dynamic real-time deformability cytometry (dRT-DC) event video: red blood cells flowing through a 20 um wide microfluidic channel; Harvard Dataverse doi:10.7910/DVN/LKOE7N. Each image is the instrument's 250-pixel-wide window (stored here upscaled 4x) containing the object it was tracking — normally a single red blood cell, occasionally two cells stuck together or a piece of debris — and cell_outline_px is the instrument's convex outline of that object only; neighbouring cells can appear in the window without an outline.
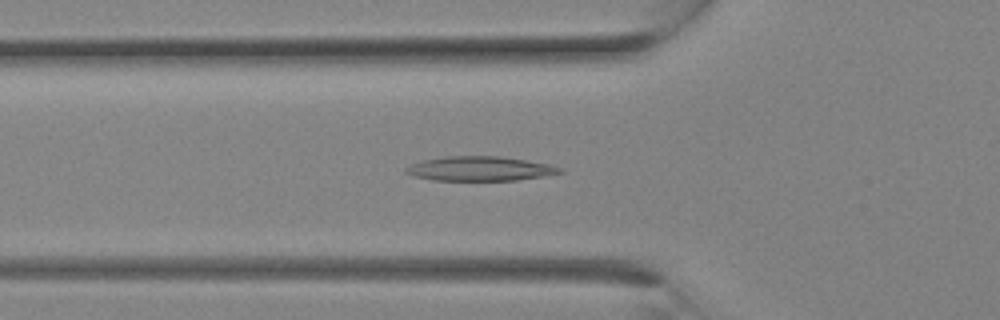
{"species": "Egyptian fruit bat (a non-hibernating species)", "species_latin": "Rousettus aegyptiacus", "temperature_condition": "room temperature", "stored_images_in_passage": 8, "camera_frame_rate_fps": 3000, "um_per_image_px": 0.085, "animal": {"sex": "female"}, "frame": {"image": 1, "passage_image": 4, "time_ms": 1.0, "image_size_px": [1000, 320], "cell_outline_px": [[564, 172], [544, 176], [516, 180], [432, 180], [412, 176], [404, 172], [404, 168], [412, 164], [424, 160], [444, 156], [500, 156], [552, 164], [564, 168]], "centroid_in_image_um": [40.82, 14.33], "position_along_channel_um": 85.0, "area_um2": 22.08}}
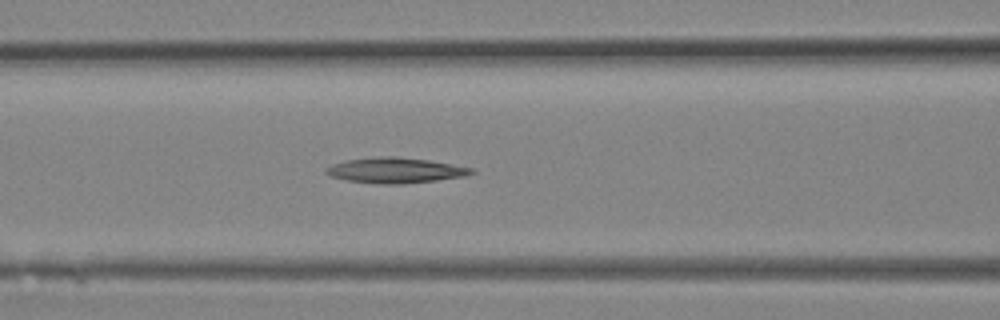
{"frame": {"image": 2, "passage_image": 6, "time_ms": 1.667, "image_size_px": [1000, 320], "cell_outline_px": [[476, 172], [468, 176], [404, 184], [380, 184], [348, 180], [332, 176], [324, 172], [324, 168], [332, 164], [348, 160], [380, 156], [396, 156], [428, 160], [472, 168]], "centroid_in_image_um": [33.62, 14.48], "position_along_channel_um": 133.0, "area_um2": 21.44}}
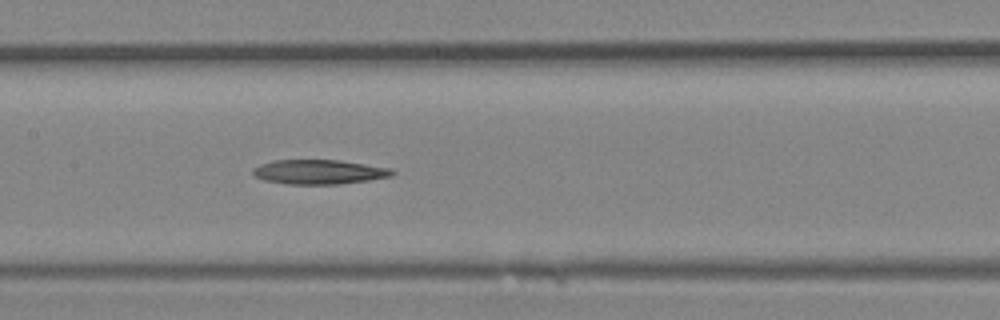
{"frame": {"image": 3, "passage_image": 8, "time_ms": 2.333, "image_size_px": [1000, 320], "cell_outline_px": [[396, 172], [392, 176], [368, 180], [340, 184], [288, 184], [264, 180], [256, 176], [252, 172], [252, 168], [260, 164], [276, 160], [340, 160], [392, 168]], "centroid_in_image_um": [27.14, 14.61], "position_along_channel_um": 180.3, "area_um2": 19.88}}